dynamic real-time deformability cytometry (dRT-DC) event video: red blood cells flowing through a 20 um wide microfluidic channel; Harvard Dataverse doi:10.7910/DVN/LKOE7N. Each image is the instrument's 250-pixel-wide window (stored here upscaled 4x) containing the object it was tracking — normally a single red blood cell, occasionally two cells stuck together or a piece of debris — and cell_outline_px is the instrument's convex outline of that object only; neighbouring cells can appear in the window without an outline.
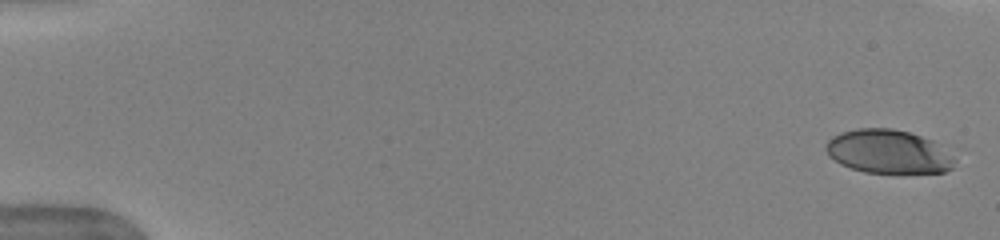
{"species": "human", "species_latin": "Homo sapiens", "temperature_condition": "warm", "stored_images_in_passage": 12, "camera_frame_rate_fps": 3000, "um_per_image_px": 0.085, "donor": {"sex": "female"}, "frame": {"image": 1, "passage_image": 1, "time_ms": 0.0, "image_size_px": [1000, 240], "cell_outline_px": [[956, 160], [952, 168], [944, 172], [864, 172], [840, 164], [828, 156], [824, 148], [824, 144], [832, 136], [840, 132], [856, 128], [892, 128], [908, 132], [932, 140], [952, 156]], "centroid_in_image_um": [75.44, 12.87], "position_along_channel_um": 9.6, "area_um2": 32.66}}
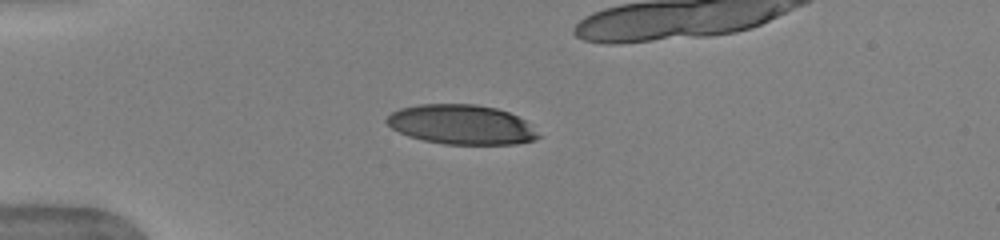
{"frame": {"image": 2, "passage_image": 7, "time_ms": 2.0, "image_size_px": [1000, 240], "cell_outline_px": [[540, 136], [536, 140], [516, 144], [444, 144], [424, 140], [408, 136], [392, 128], [384, 120], [392, 112], [400, 108], [420, 104], [476, 104], [496, 108], [508, 112], [524, 120]], "centroid_in_image_um": [39.2, 10.59], "position_along_channel_um": 45.8, "area_um2": 34.8}}